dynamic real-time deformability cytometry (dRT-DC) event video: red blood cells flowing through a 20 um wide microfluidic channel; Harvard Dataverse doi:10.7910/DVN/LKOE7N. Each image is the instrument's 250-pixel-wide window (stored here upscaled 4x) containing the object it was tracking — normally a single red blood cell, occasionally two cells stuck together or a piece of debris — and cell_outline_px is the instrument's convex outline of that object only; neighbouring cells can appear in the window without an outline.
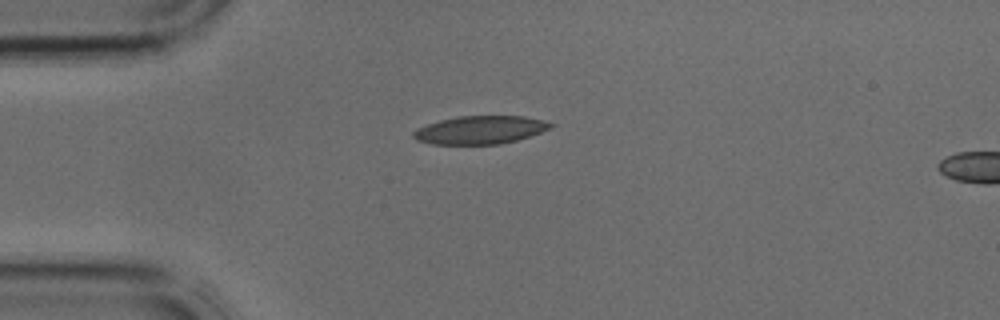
{"species": "common noctule bat (a hibernating species)", "species_latin": "Nyctalus noctula", "temperature_condition": "cold", "stored_images_in_passage": 2, "camera_frame_rate_fps": 3000, "um_per_image_px": 0.085, "animal": {"sex": "male", "body_mass_g": 17.9, "forearm_length_mm": 54.2}, "frame": {"image": 1, "passage_image": 1, "time_ms": 0.0, "image_size_px": [1000, 320], "cell_outline_px": [[556, 124], [552, 128], [516, 140], [500, 144], [432, 144], [416, 140], [412, 136], [412, 132], [416, 128], [440, 120], [460, 116], [524, 116], [544, 120]], "centroid_in_image_um": [40.82, 11.04], "position_along_channel_um": 44.2, "area_um2": 22.48}}